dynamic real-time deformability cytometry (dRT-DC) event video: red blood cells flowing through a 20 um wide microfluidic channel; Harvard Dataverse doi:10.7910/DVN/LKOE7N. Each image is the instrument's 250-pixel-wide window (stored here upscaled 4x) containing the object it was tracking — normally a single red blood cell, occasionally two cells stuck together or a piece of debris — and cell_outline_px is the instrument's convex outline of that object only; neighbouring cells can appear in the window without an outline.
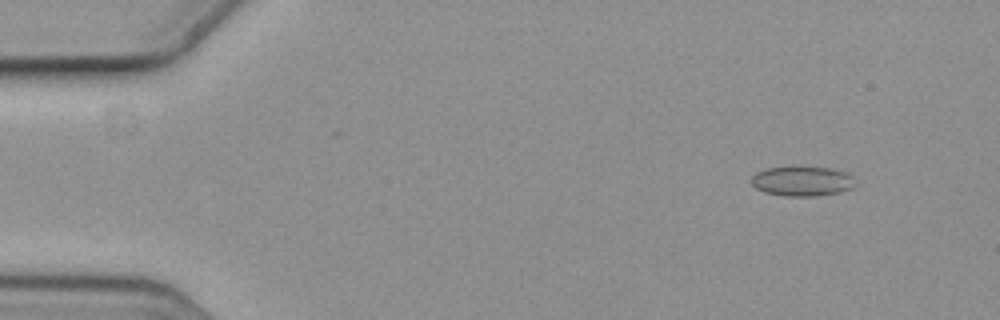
{"species": "common noctule bat (a hibernating species)", "species_latin": "Nyctalus noctula", "temperature_condition": "cold", "stored_images_in_passage": 4, "camera_frame_rate_fps": 3000, "um_per_image_px": 0.085, "animal": {"sex": "female", "body_mass_g": 19.3, "forearm_length_mm": 54.1}, "frame": {"image": 1, "passage_image": 1, "time_ms": 0.0, "image_size_px": [1000, 320], "cell_outline_px": [[852, 188], [840, 192], [816, 196], [784, 196], [764, 192], [756, 188], [752, 184], [752, 176], [756, 172], [768, 168], [828, 168], [844, 172], [852, 176]], "centroid_in_image_um": [68.15, 15.42], "position_along_channel_um": 16.9, "area_um2": 17.51}}
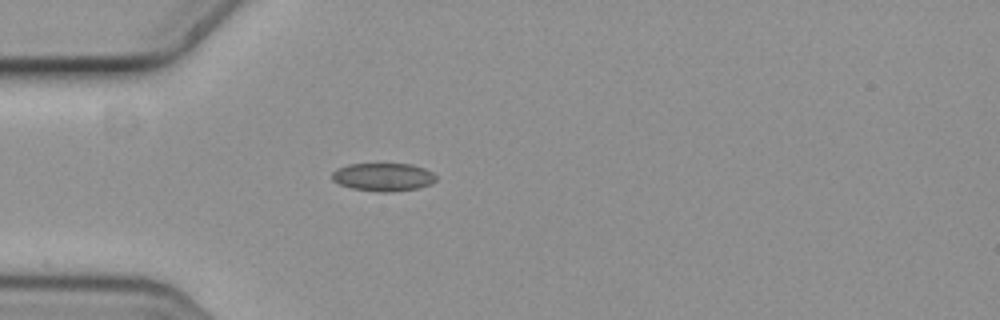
{"frame": {"image": 2, "passage_image": 4, "time_ms": 1.0, "image_size_px": [1000, 320], "cell_outline_px": [[436, 180], [432, 184], [416, 188], [388, 192], [380, 192], [352, 188], [340, 184], [332, 180], [332, 172], [336, 168], [348, 164], [412, 164], [424, 168], [432, 172], [436, 176]], "centroid_in_image_um": [32.57, 15.04], "position_along_channel_um": 52.4, "area_um2": 16.99}}